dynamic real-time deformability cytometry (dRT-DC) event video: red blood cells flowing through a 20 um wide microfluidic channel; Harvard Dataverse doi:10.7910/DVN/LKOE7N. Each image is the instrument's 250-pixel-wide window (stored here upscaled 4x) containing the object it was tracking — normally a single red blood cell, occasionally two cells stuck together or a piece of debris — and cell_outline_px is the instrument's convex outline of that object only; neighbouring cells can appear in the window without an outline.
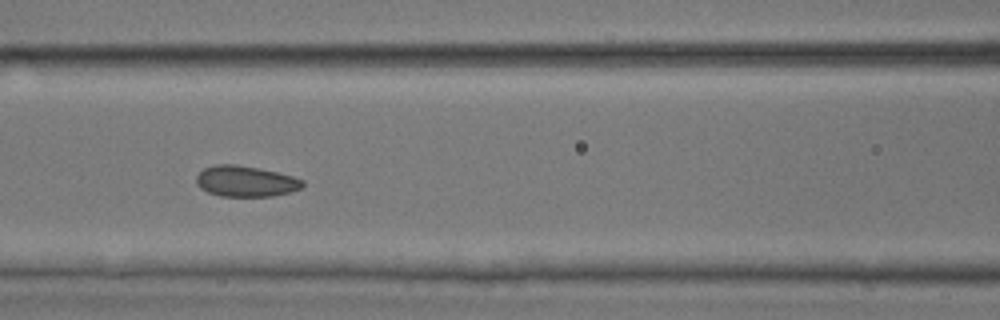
{"species": "common noctule bat (a hibernating species)", "species_latin": "Nyctalus noctula", "temperature_condition": "room temperature", "stored_images_in_passage": 14, "camera_frame_rate_fps": 3000, "um_per_image_px": 0.085, "animal": {"sex": "male", "body_mass_g": 17.9, "forearm_length_mm": 54.2}, "frame": {"image": 1, "passage_image": 10, "time_ms": 3.0, "image_size_px": [1000, 320], "cell_outline_px": [[304, 184], [300, 188], [288, 192], [272, 196], [220, 196], [208, 192], [200, 188], [196, 184], [196, 176], [204, 168], [216, 164], [236, 164], [260, 168], [292, 176], [304, 180]], "centroid_in_image_um": [20.85, 15.4], "position_along_channel_um": 145.7, "area_um2": 19.07}}